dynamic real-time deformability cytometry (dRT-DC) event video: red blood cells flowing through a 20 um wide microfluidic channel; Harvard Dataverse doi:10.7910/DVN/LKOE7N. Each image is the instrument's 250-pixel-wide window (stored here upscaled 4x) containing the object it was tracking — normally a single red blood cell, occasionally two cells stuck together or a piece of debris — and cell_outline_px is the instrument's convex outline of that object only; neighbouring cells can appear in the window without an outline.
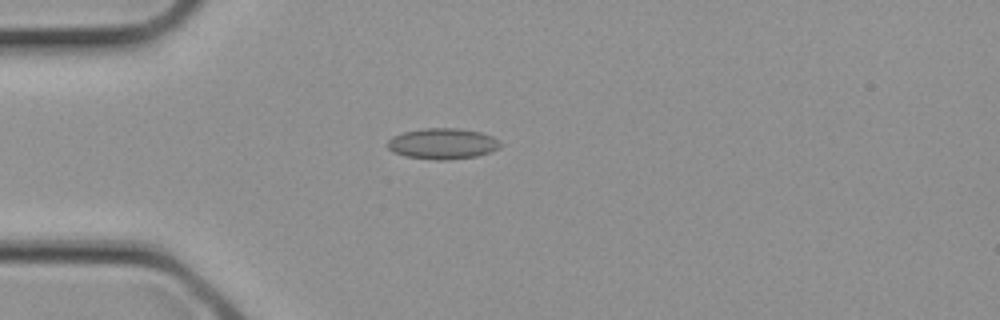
{"species": "common noctule bat (a hibernating species)", "species_latin": "Nyctalus noctula", "temperature_condition": "cold", "stored_images_in_passage": 3, "camera_frame_rate_fps": 3000, "um_per_image_px": 0.085, "animal": {"sex": "female", "body_mass_g": 21.9}, "frame": {"image": 1, "passage_image": 3, "time_ms": 0.667, "image_size_px": [1000, 320], "cell_outline_px": [[504, 144], [500, 148], [476, 156], [448, 160], [436, 160], [404, 156], [392, 152], [388, 148], [388, 140], [392, 136], [404, 132], [424, 128], [460, 128], [480, 132], [492, 136]], "centroid_in_image_um": [37.63, 12.21], "position_along_channel_um": 47.4, "area_um2": 20.4}}